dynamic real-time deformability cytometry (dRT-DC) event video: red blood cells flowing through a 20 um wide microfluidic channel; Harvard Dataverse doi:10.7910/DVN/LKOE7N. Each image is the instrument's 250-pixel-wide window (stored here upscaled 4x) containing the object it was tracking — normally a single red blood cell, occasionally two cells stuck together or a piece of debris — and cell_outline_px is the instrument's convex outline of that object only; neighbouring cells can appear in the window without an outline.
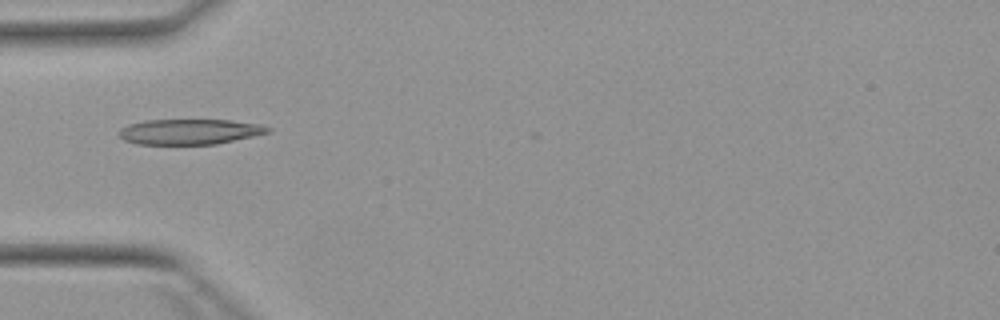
{"species": "Egyptian fruit bat (a non-hibernating species)", "species_latin": "Rousettus aegyptiacus", "temperature_condition": "warm", "stored_images_in_passage": 5, "camera_frame_rate_fps": 3000, "um_per_image_px": 0.085, "animal": {"sex": "female"}, "frame": {"image": 1, "passage_image": 5, "time_ms": 4.667, "image_size_px": [1000, 320], "cell_outline_px": [[272, 128], [268, 132], [252, 136], [216, 144], [136, 144], [124, 140], [116, 132], [120, 128], [128, 124], [144, 120], [228, 120], [260, 124]], "centroid_in_image_um": [16.05, 11.19], "position_along_channel_um": 68.9, "area_um2": 21.96}}